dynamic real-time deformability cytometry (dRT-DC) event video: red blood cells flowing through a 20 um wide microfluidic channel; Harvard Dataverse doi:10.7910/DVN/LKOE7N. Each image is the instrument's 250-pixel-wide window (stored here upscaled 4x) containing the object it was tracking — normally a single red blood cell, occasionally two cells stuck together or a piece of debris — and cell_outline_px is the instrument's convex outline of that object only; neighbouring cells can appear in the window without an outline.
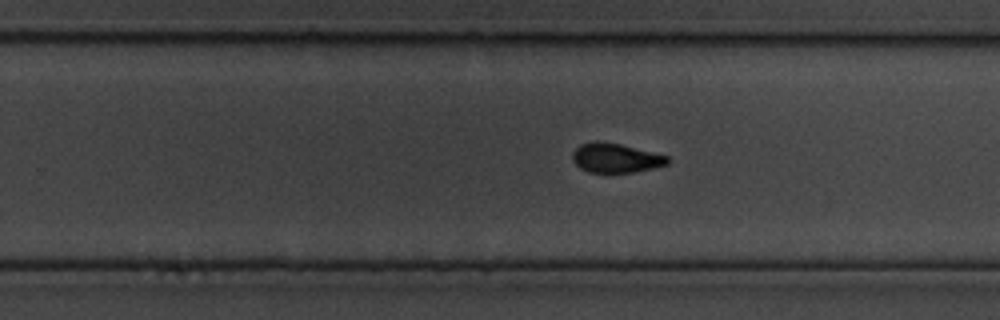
{"species": "common noctule bat (a hibernating species)", "species_latin": "Nyctalus noctula", "temperature_condition": "cold", "stored_images_in_passage": 16, "camera_frame_rate_fps": 3000, "um_per_image_px": 0.085, "animal": {"sex": "male", "body_mass_g": 19.5, "forearm_length_mm": 54.6}, "frame": {"image": 1, "passage_image": 16, "time_ms": 5.0, "image_size_px": [1000, 320], "cell_outline_px": [[672, 160], [668, 164], [652, 168], [632, 172], [588, 172], [580, 168], [572, 160], [572, 152], [580, 144], [596, 140], [600, 140], [620, 144], [668, 156]], "centroid_in_image_um": [52.31, 13.41], "position_along_channel_um": 277.5, "area_um2": 16.3}}